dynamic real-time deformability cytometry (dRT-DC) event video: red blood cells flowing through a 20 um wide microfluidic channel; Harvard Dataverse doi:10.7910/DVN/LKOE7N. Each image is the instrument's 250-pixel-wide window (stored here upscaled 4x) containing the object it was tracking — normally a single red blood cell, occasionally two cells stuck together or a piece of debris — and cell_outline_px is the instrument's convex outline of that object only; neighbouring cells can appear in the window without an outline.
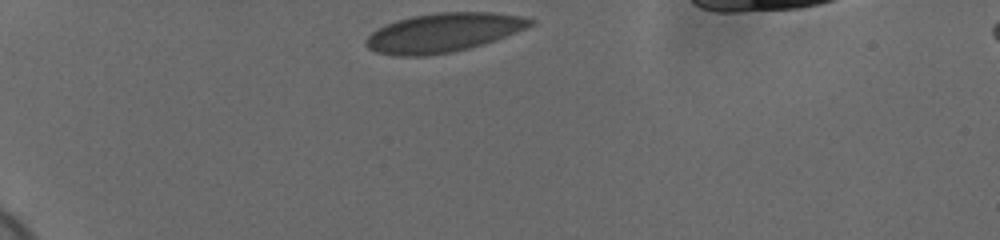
{"species": "human", "species_latin": "Homo sapiens", "temperature_condition": "cold", "stored_images_in_passage": 35, "camera_frame_rate_fps": 3000, "um_per_image_px": 0.085, "donor": {"sex": "female"}, "frame": {"image": 1, "passage_image": 1, "time_ms": 0.0, "image_size_px": [1000, 240], "cell_outline_px": [[536, 24], [516, 32], [468, 48], [452, 52], [424, 56], [392, 56], [376, 52], [368, 48], [364, 44], [364, 40], [376, 28], [396, 20], [412, 16], [436, 12], [492, 12], [520, 16], [536, 20]], "centroid_in_image_um": [37.63, 2.77], "position_along_channel_um": 47.4, "area_um2": 37.34}}
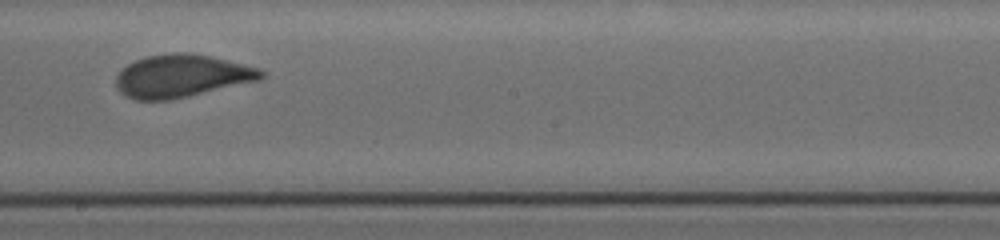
{"frame": {"image": 2, "passage_image": 20, "time_ms": 6.333, "image_size_px": [1000, 240], "cell_outline_px": [[264, 76], [260, 80], [168, 100], [136, 100], [124, 96], [116, 88], [116, 76], [128, 64], [136, 60], [148, 56], [172, 52], [188, 52], [208, 56], [260, 68], [264, 72]], "centroid_in_image_um": [15.41, 6.46], "position_along_channel_um": 232.8, "area_um2": 35.84}}
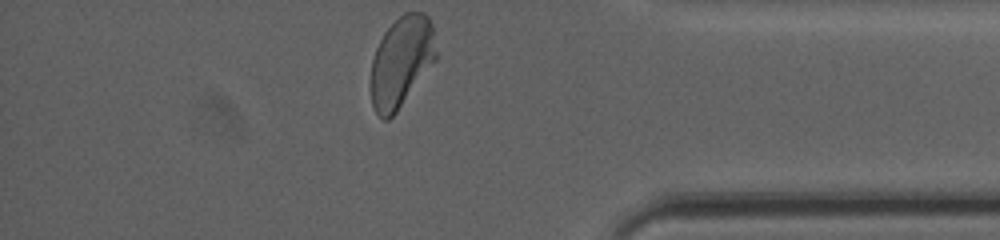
{"frame": {"image": 3, "passage_image": 35, "time_ms": 11.333, "image_size_px": [1000, 240], "cell_outline_px": [[436, 60], [396, 112], [388, 120], [384, 120], [372, 108], [372, 60], [376, 48], [384, 32], [404, 12], [424, 12], [428, 16], [432, 24], [436, 52]], "centroid_in_image_um": [34.13, 5.23], "position_along_channel_um": 401.1, "area_um2": 34.04}, "authors_computed_cell_mechanics": {"area_um2": 36.2406, "velocity_mm_per_s": 3.6651, "shape_relaxation_time_tau1_ms": 6.5446, "shape_relaxation_time_tau2_ms": null, "deformation_change_tau1": 0.1494, "deformation_change_tau2": null}}